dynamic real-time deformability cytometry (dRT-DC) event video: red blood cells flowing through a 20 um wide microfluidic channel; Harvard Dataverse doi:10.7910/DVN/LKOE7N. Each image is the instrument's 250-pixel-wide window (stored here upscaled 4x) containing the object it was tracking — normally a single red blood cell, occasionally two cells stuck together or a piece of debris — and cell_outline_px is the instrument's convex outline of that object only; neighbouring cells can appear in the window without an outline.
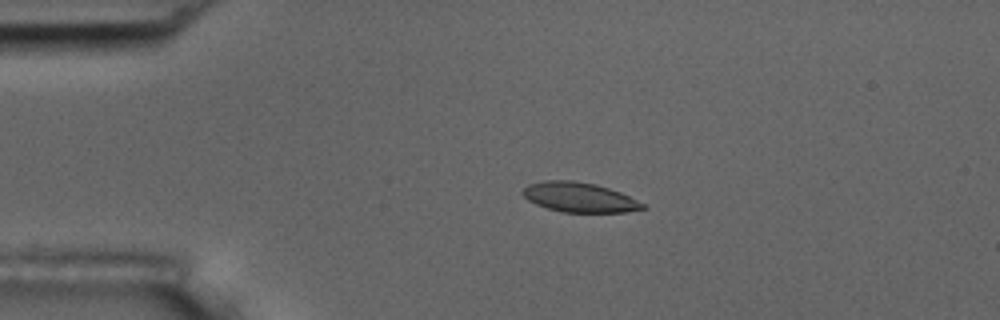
{"species": "common noctule bat (a hibernating species)", "species_latin": "Nyctalus noctula", "temperature_condition": "room temperature", "stored_images_in_passage": 55, "camera_frame_rate_fps": 3000, "um_per_image_px": 0.085, "animal": {"sex": "male", "body_mass_g": 17.5, "forearm_length_mm": 52.3}, "frame": {"image": 1, "passage_image": 12, "time_ms": 3.667, "image_size_px": [1000, 320], "cell_outline_px": [[644, 208], [624, 212], [560, 212], [536, 204], [528, 200], [520, 192], [528, 184], [544, 180], [572, 180], [596, 184], [620, 192], [644, 204]], "centroid_in_image_um": [49.18, 16.76], "position_along_channel_um": 35.8, "area_um2": 20.63}}
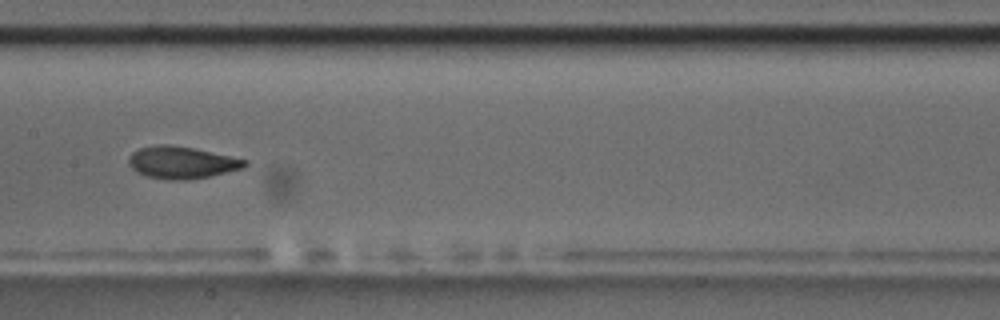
{"frame": {"image": 2, "passage_image": 28, "time_ms": 9.0, "image_size_px": [1000, 320], "cell_outline_px": [[248, 164], [244, 168], [208, 176], [188, 180], [168, 180], [148, 176], [136, 172], [128, 164], [128, 156], [132, 152], [140, 148], [160, 144], [168, 144], [192, 148], [248, 160]], "centroid_in_image_um": [15.42, 13.81], "position_along_channel_um": 192.0, "area_um2": 21.62}}
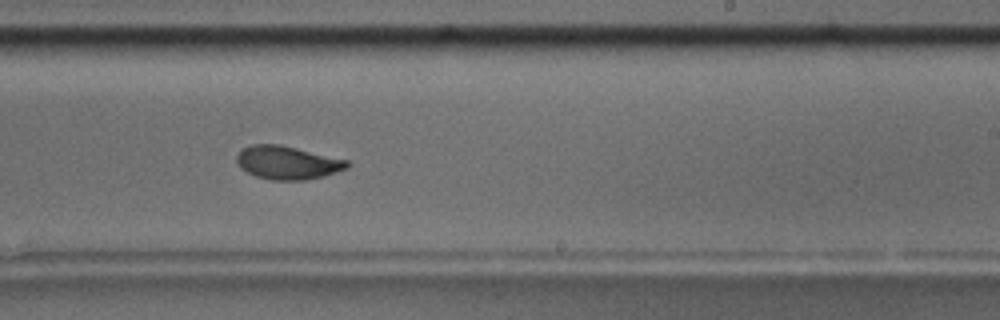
{"frame": {"image": 3, "passage_image": 34, "time_ms": 11.0, "image_size_px": [1000, 320], "cell_outline_px": [[352, 164], [348, 168], [324, 176], [304, 180], [272, 180], [256, 176], [240, 168], [236, 160], [236, 156], [244, 148], [252, 144], [280, 144], [348, 160]], "centroid_in_image_um": [24.46, 13.82], "position_along_channel_um": 264.5, "area_um2": 21.44}, "authors_computed_cell_mechanics": {"area_um2": 21.386, "velocity_mm_per_s": 3.647, "shape_relaxation_time_tau1_ms": 3.5462, "shape_relaxation_time_tau2_ms": 1.2896, "deformation_change_tau1": 0.1351, "deformation_change_tau2": 0.0496}}